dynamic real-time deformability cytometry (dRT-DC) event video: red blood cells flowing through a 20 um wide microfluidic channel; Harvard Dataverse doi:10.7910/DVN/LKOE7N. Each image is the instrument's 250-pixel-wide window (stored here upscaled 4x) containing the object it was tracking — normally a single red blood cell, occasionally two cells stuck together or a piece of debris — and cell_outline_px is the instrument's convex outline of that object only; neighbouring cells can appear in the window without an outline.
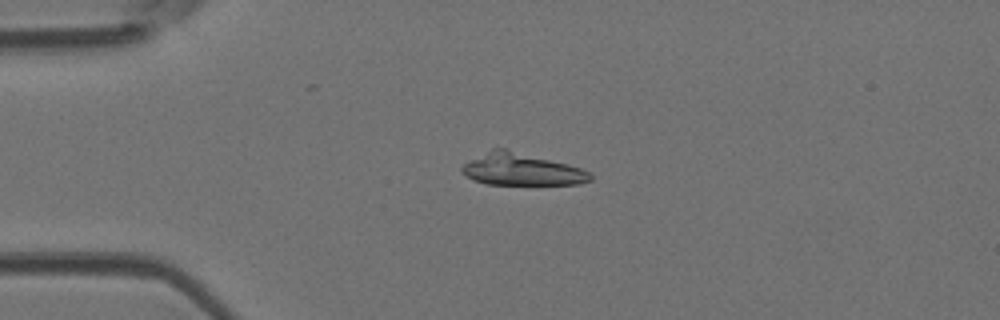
{"species": "Egyptian fruit bat (a non-hibernating species)", "species_latin": "Rousettus aegyptiacus", "temperature_condition": "room temperature", "stored_images_in_passage": 5, "camera_frame_rate_fps": 3000, "um_per_image_px": 0.085, "animal": {"sex": "female"}, "frame": {"image": 1, "passage_image": 4, "time_ms": 1.0, "image_size_px": [1000, 320], "cell_outline_px": [[592, 180], [580, 184], [488, 184], [476, 180], [468, 176], [460, 168], [464, 164], [492, 148], [508, 148], [568, 164], [580, 168], [588, 172], [592, 176]], "centroid_in_image_um": [44.37, 14.38], "position_along_channel_um": 40.6, "area_um2": 23.76}}